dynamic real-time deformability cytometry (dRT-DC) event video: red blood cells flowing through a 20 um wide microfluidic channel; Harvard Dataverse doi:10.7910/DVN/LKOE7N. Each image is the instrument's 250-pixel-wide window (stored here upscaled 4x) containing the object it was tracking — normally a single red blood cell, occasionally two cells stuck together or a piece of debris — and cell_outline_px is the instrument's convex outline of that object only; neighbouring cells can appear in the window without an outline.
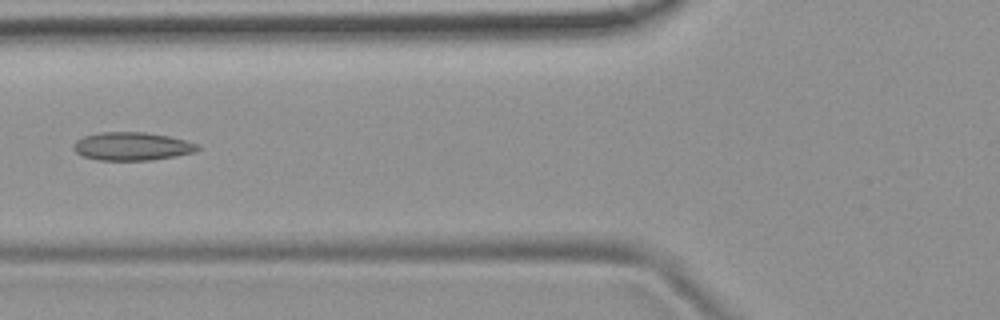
{"species": "common noctule bat (a hibernating species)", "species_latin": "Nyctalus noctula", "temperature_condition": "room temperature", "stored_images_in_passage": 7, "camera_frame_rate_fps": 3000, "um_per_image_px": 0.085, "animal": {"sex": "female", "body_mass_g": 19.9}, "frame": {"image": 1, "passage_image": 7, "time_ms": 2.0, "image_size_px": [1000, 320], "cell_outline_px": [[200, 148], [196, 152], [176, 156], [148, 160], [96, 160], [80, 156], [72, 148], [72, 144], [76, 140], [84, 136], [100, 132], [144, 132], [168, 136], [200, 144]], "centroid_in_image_um": [11.19, 12.44], "position_along_channel_um": 114.6, "area_um2": 20.58}}